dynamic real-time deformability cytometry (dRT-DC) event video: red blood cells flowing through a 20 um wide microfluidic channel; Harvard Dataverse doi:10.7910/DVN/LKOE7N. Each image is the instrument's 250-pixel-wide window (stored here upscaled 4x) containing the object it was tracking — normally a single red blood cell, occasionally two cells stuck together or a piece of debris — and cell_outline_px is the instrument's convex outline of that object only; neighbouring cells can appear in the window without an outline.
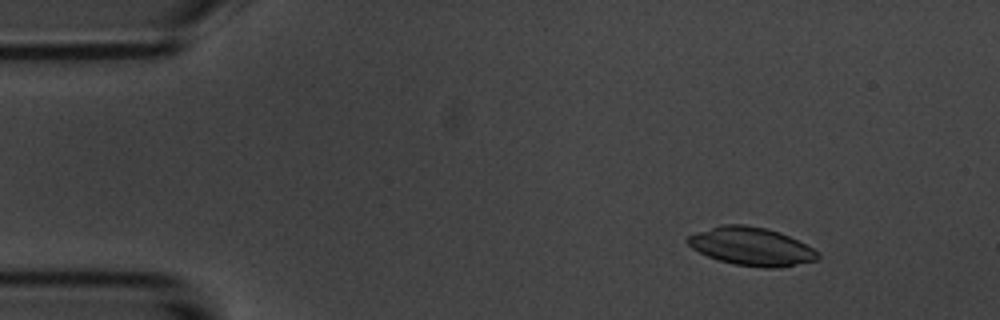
{"species": "common noctule bat (a hibernating species)", "species_latin": "Nyctalus noctula", "temperature_condition": "room temperature", "stored_images_in_passage": 7, "camera_frame_rate_fps": 3000, "um_per_image_px": 0.085, "animal": {"sex": "male", "body_mass_g": 20.1, "forearm_length_mm": 53.5}, "frame": {"image": 1, "passage_image": 2, "time_ms": 1.333, "image_size_px": [1000, 320], "cell_outline_px": [[820, 256], [816, 260], [780, 268], [764, 268], [736, 264], [720, 260], [708, 256], [692, 248], [684, 240], [688, 236], [696, 232], [720, 224], [744, 224], [768, 228], [780, 232], [820, 252]], "centroid_in_image_um": [63.86, 20.94], "position_along_channel_um": 21.1, "area_um2": 28.96}}